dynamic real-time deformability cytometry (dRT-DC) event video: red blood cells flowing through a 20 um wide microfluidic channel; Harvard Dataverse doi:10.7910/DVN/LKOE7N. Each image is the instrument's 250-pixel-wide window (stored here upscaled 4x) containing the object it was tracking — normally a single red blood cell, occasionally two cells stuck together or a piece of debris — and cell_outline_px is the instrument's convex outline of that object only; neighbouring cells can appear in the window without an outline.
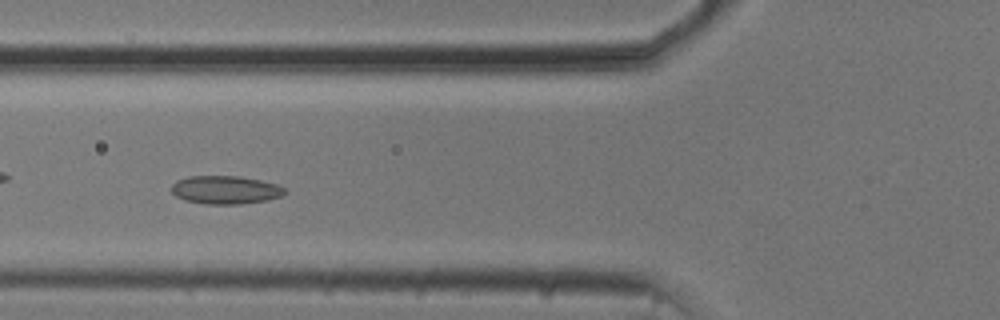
{"species": "common noctule bat (a hibernating species)", "species_latin": "Nyctalus noctula", "temperature_condition": "cold", "stored_images_in_passage": 51, "camera_frame_rate_fps": 3000, "um_per_image_px": 0.085, "animal": {"sex": "male", "body_mass_g": 20.5, "forearm_length_mm": 52.5}, "frame": {"image": 1, "passage_image": 17, "time_ms": 5.333, "image_size_px": [1000, 320], "cell_outline_px": [[288, 192], [280, 196], [268, 200], [240, 204], [204, 204], [184, 200], [176, 196], [172, 192], [172, 184], [176, 180], [188, 176], [240, 176], [260, 180], [276, 184], [284, 188]], "centroid_in_image_um": [19.15, 16.14], "position_along_channel_um": 106.7, "area_um2": 18.73}}
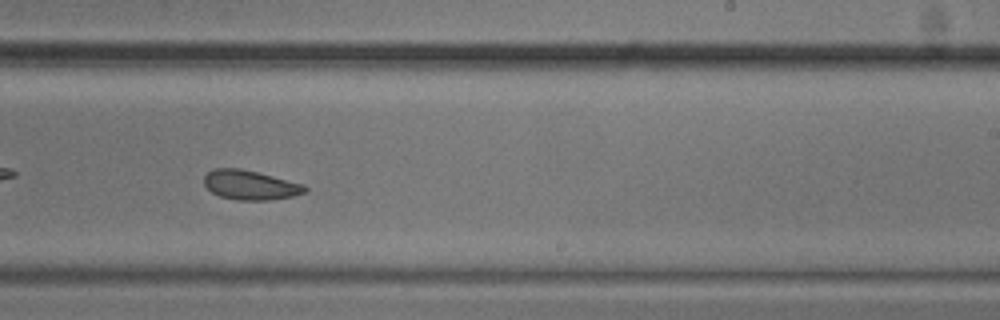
{"frame": {"image": 2, "passage_image": 30, "time_ms": 9.667, "image_size_px": [1000, 320], "cell_outline_px": [[308, 192], [292, 196], [268, 200], [236, 200], [220, 196], [212, 192], [204, 184], [204, 176], [208, 172], [216, 168], [240, 168], [304, 184], [308, 188]], "centroid_in_image_um": [21.28, 15.73], "position_along_channel_um": 267.7, "area_um2": 17.22}}
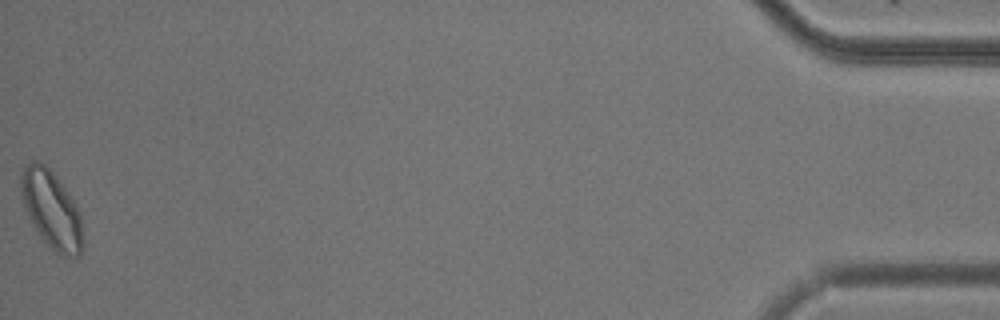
{"frame": {"image": 3, "passage_image": 51, "time_ms": 16.667, "image_size_px": [1000, 320], "cell_outline_px": [[84, 244], [80, 256], [60, 256], [44, 240], [36, 228], [24, 204], [20, 192], [20, 176], [24, 168], [32, 160], [36, 160], [44, 164], [56, 176], [76, 204], [80, 212], [84, 240]], "centroid_in_image_um": [4.42, 17.82], "position_along_channel_um": 430.8, "area_um2": 27.69}, "authors_computed_cell_mechanics": {"area_um2": 19.363, "velocity_mm_per_s": 3.7162, "shape_relaxation_time_tau1_ms": null, "shape_relaxation_time_tau2_ms": 5.1741, "deformation_change_tau1": null, "deformation_change_tau2": 0.0932}}